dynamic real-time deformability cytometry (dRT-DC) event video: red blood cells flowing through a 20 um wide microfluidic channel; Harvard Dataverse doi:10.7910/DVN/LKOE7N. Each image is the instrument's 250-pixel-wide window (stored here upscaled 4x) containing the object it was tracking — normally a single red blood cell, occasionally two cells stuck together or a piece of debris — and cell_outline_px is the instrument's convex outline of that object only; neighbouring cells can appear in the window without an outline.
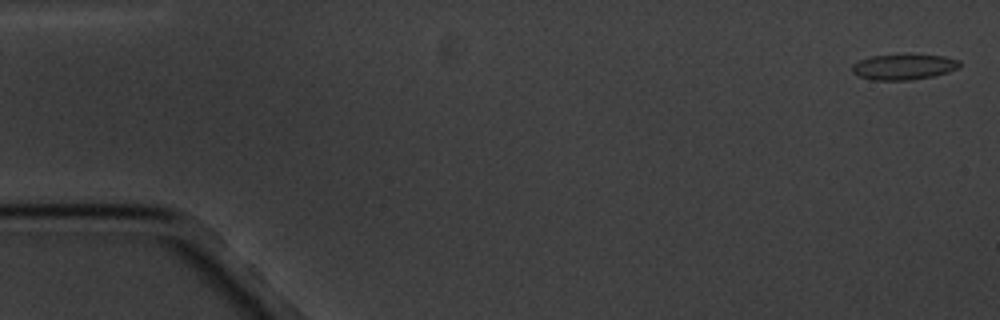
{"species": "common noctule bat (a hibernating species)", "species_latin": "Nyctalus noctula", "temperature_condition": "cold", "stored_images_in_passage": 5, "camera_frame_rate_fps": 3000, "um_per_image_px": 0.085, "animal": {"sex": "male", "body_mass_g": 20.1, "forearm_length_mm": 53.5}, "frame": {"image": 1, "passage_image": 1, "time_ms": 0.0, "image_size_px": [1000, 320], "cell_outline_px": [[960, 68], [948, 72], [932, 76], [908, 80], [872, 80], [860, 76], [852, 72], [852, 64], [860, 60], [872, 56], [944, 56], [960, 60]], "centroid_in_image_um": [76.82, 5.71], "position_along_channel_um": 8.2, "area_um2": 15.55}}